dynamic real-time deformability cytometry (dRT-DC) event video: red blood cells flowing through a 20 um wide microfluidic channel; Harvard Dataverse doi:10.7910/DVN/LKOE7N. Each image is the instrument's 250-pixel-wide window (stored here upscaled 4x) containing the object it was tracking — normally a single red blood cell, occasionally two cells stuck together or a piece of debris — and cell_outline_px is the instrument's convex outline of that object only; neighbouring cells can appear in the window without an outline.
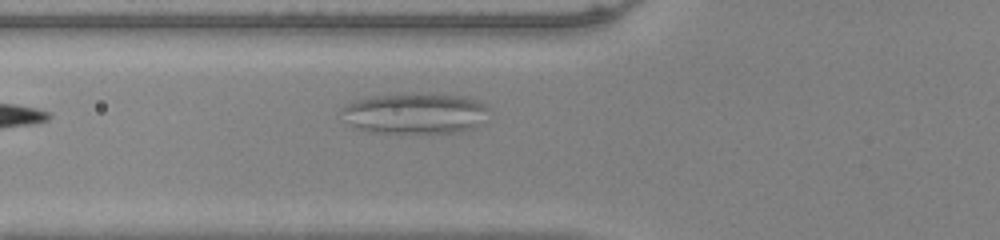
{"species": "common noctule bat (a hibernating species)", "species_latin": "Nyctalus noctula", "temperature_condition": "warm", "stored_images_in_passage": 41, "camera_frame_rate_fps": 3000, "um_per_image_px": 0.085, "animal": {"sex": "male", "body_mass_g": 20.0, "forearm_length_mm": 53.3}, "frame": {"image": 1, "passage_image": 6, "time_ms": 1.667, "image_size_px": [1000, 240], "cell_outline_px": [[488, 108], [476, 124], [472, 128], [460, 132], [368, 132], [356, 128], [352, 124], [340, 108], [356, 100], [372, 96], [468, 96], [480, 100]], "centroid_in_image_um": [35.27, 9.66], "position_along_channel_um": 90.5, "area_um2": 33.23}}
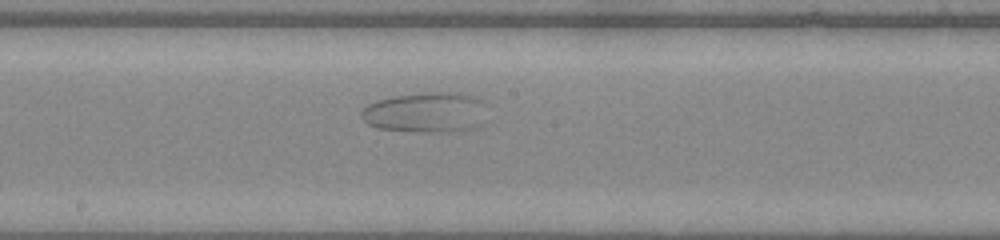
{"frame": {"image": 2, "passage_image": 16, "time_ms": 5.0, "image_size_px": [1000, 240], "cell_outline_px": [[484, 124], [464, 132], [420, 132], [380, 128], [368, 124], [360, 116], [360, 112], [368, 104], [376, 100], [392, 96], [432, 92], [464, 92], [476, 96], [480, 100]], "centroid_in_image_um": [36.2, 9.56], "position_along_channel_um": 212.0, "area_um2": 29.77}}
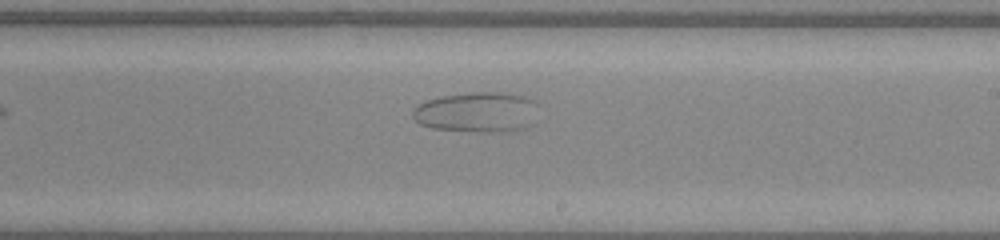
{"frame": {"image": 3, "passage_image": 19, "time_ms": 6.0, "image_size_px": [1000, 240], "cell_outline_px": [[536, 104], [528, 128], [508, 132], [476, 132], [432, 128], [420, 124], [412, 116], [412, 108], [428, 100], [440, 96], [472, 92], [496, 92], [524, 96], [532, 100]], "centroid_in_image_um": [40.49, 9.55], "position_along_channel_um": 248.5, "area_um2": 29.36}}